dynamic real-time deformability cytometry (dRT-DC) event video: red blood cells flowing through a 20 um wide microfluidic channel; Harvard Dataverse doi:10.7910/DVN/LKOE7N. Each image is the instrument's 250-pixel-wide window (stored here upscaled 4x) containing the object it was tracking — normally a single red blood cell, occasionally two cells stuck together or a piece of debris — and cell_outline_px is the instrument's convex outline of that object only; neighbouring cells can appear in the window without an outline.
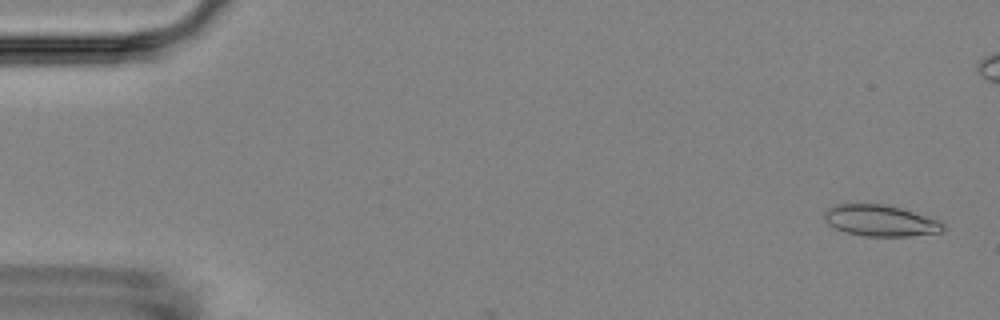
{"species": "Egyptian fruit bat (a non-hibernating species)", "species_latin": "Rousettus aegyptiacus", "temperature_condition": "room temperature", "stored_images_in_passage": 3, "camera_frame_rate_fps": 3000, "um_per_image_px": 0.085, "animal": {"sex": "female"}, "frame": {"image": 1, "passage_image": 1, "time_ms": 0.0, "image_size_px": [1000, 320], "cell_outline_px": [[944, 228], [940, 232], [908, 236], [864, 236], [844, 232], [828, 224], [824, 220], [824, 212], [832, 204], [884, 204], [900, 208], [936, 220], [944, 224]], "centroid_in_image_um": [74.75, 18.75], "position_along_channel_um": 10.2, "area_um2": 21.39}}